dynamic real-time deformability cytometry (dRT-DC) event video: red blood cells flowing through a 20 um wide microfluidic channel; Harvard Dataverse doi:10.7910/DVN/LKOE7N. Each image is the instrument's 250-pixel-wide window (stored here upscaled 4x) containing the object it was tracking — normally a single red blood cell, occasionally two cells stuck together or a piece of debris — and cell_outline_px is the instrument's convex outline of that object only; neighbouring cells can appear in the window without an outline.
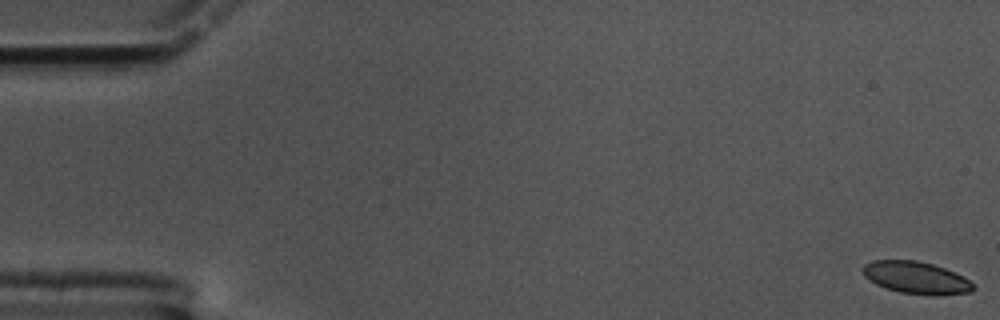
{"species": "common noctule bat (a hibernating species)", "species_latin": "Nyctalus noctula", "temperature_condition": "cold", "stored_images_in_passage": 17, "camera_frame_rate_fps": 3000, "um_per_image_px": 0.085, "animal": {"sex": "male", "body_mass_g": 17.5, "forearm_length_mm": 52.3}, "frame": {"image": 1, "passage_image": 1, "time_ms": 0.0, "image_size_px": [1000, 320], "cell_outline_px": [[976, 288], [972, 292], [936, 296], [932, 296], [900, 292], [876, 284], [864, 276], [864, 264], [872, 260], [916, 260], [932, 264], [944, 268], [964, 276], [976, 284]], "centroid_in_image_um": [77.95, 23.61], "position_along_channel_um": 7.1, "area_um2": 20.87}}